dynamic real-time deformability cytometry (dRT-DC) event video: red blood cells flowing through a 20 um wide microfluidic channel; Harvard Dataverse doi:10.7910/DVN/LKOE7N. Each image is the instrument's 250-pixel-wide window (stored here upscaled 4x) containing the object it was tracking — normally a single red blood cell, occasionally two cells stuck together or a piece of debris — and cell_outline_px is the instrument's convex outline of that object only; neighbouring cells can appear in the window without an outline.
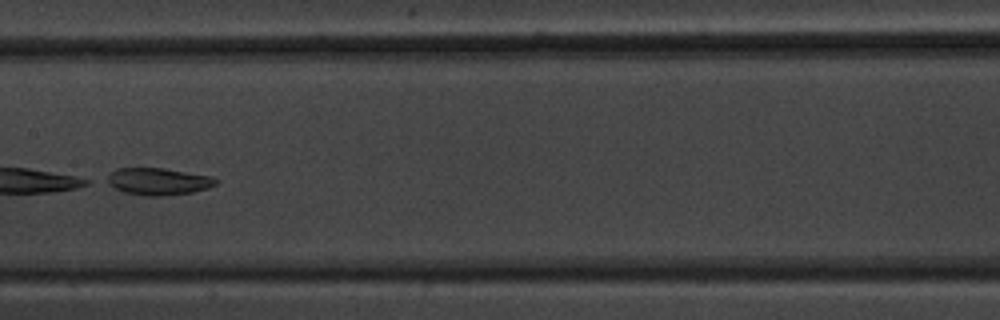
{"species": "common noctule bat (a hibernating species)", "species_latin": "Nyctalus noctula", "temperature_condition": "warm", "stored_images_in_passage": 36, "camera_frame_rate_fps": 3000, "um_per_image_px": 0.085, "animal": {"sex": "male", "body_mass_g": 20.1, "forearm_length_mm": 53.5}, "frame": {"image": 1, "passage_image": 12, "time_ms": 3.667, "image_size_px": [1000, 320], "cell_outline_px": [[220, 180], [216, 184], [208, 188], [192, 192], [160, 196], [148, 196], [124, 192], [100, 180], [116, 168], [164, 168], [212, 176]], "centroid_in_image_um": [13.41, 15.41], "position_along_channel_um": 194.0, "area_um2": 17.4}}
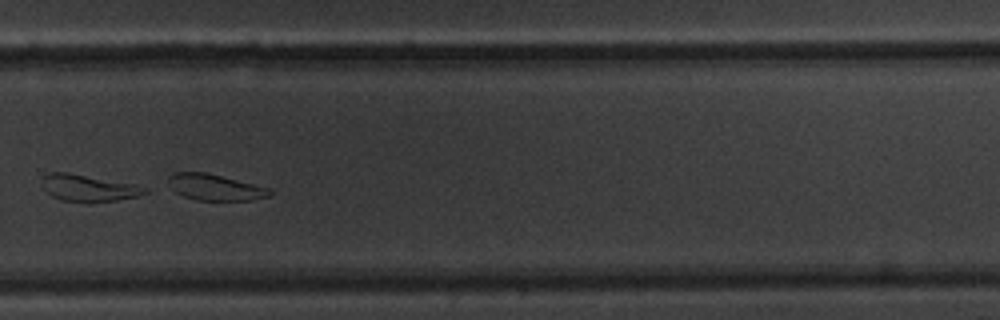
{"frame": {"image": 2, "passage_image": 21, "time_ms": 6.667, "image_size_px": [1000, 320], "cell_outline_px": [[272, 192], [268, 196], [252, 200], [196, 200], [184, 196], [176, 192], [172, 188], [168, 180], [168, 176], [176, 172], [208, 172], [272, 188]], "centroid_in_image_um": [18.32, 15.91], "position_along_channel_um": 311.5, "area_um2": 15.55}}
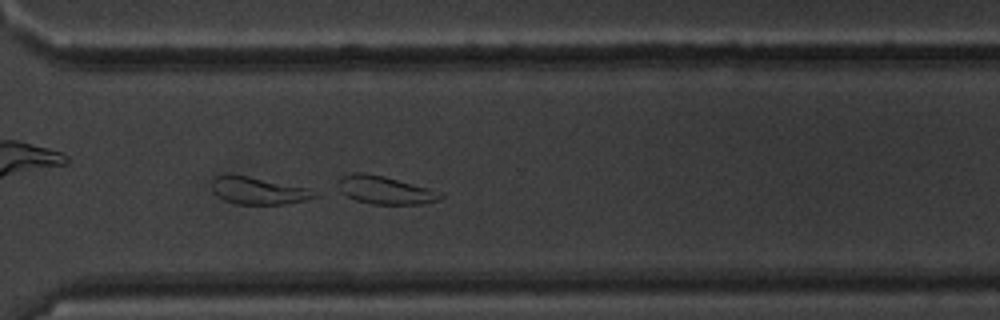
{"frame": {"image": 3, "passage_image": 23, "time_ms": 7.333, "image_size_px": [1000, 320], "cell_outline_px": [[316, 196], [304, 200], [284, 204], [236, 204], [224, 200], [212, 188], [212, 180], [216, 176], [248, 176], [308, 188], [316, 192]], "centroid_in_image_um": [21.98, 16.22], "position_along_channel_um": 348.6, "area_um2": 15.72}}